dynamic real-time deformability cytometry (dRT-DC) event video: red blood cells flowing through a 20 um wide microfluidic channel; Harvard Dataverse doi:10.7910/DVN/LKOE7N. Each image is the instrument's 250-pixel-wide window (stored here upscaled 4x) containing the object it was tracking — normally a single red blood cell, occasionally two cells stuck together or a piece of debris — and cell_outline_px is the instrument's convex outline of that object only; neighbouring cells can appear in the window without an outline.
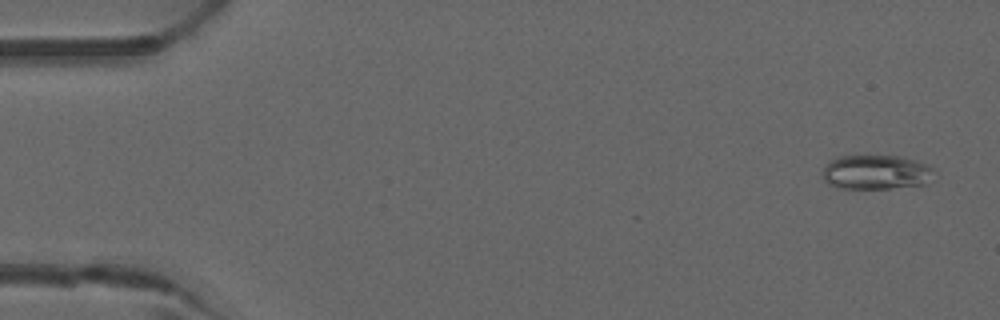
{"species": "common noctule bat (a hibernating species)", "species_latin": "Nyctalus noctula", "temperature_condition": "warm", "stored_images_in_passage": 5, "camera_frame_rate_fps": 3000, "um_per_image_px": 0.085, "animal": {"sex": "male", "forearm_length_mm": 52.5}, "frame": {"image": 1, "passage_image": 3, "time_ms": 0.667, "image_size_px": [1000, 320], "cell_outline_px": [[932, 168], [924, 184], [888, 188], [844, 188], [828, 184], [824, 180], [824, 168], [832, 160], [840, 156], [900, 156], [924, 164]], "centroid_in_image_um": [74.39, 14.63], "position_along_channel_um": 10.6, "area_um2": 21.5}}